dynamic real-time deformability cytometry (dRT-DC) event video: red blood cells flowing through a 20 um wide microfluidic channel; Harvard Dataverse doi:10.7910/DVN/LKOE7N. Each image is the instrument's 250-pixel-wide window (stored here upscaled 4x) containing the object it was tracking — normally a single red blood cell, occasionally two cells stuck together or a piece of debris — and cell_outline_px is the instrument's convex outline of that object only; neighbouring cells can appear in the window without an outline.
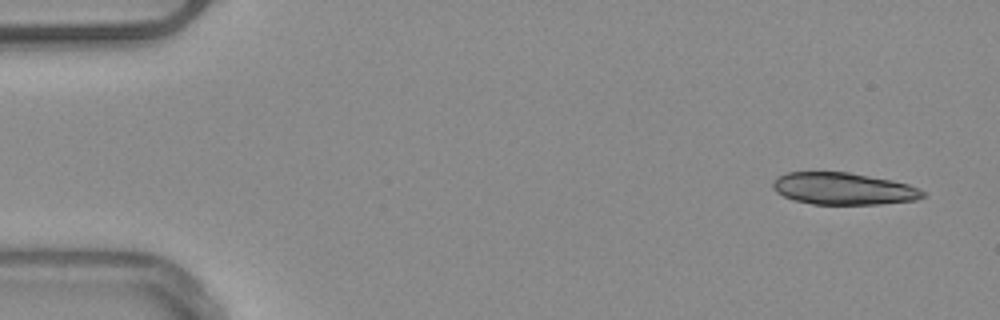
{"species": "common noctule bat (a hibernating species)", "species_latin": "Nyctalus noctula", "temperature_condition": "warm", "stored_images_in_passage": 12, "camera_frame_rate_fps": 3000, "um_per_image_px": 0.085, "animal": {"sex": "male", "body_mass_g": 20.4}, "frame": {"image": 1, "passage_image": 1, "time_ms": 0.0, "image_size_px": [1000, 320], "cell_outline_px": [[924, 196], [916, 200], [880, 204], [812, 204], [792, 200], [776, 192], [772, 188], [772, 184], [776, 176], [788, 172], [848, 172], [892, 180], [908, 184], [920, 188], [924, 192]], "centroid_in_image_um": [71.66, 16.04], "position_along_channel_um": 13.3, "area_um2": 28.09}}